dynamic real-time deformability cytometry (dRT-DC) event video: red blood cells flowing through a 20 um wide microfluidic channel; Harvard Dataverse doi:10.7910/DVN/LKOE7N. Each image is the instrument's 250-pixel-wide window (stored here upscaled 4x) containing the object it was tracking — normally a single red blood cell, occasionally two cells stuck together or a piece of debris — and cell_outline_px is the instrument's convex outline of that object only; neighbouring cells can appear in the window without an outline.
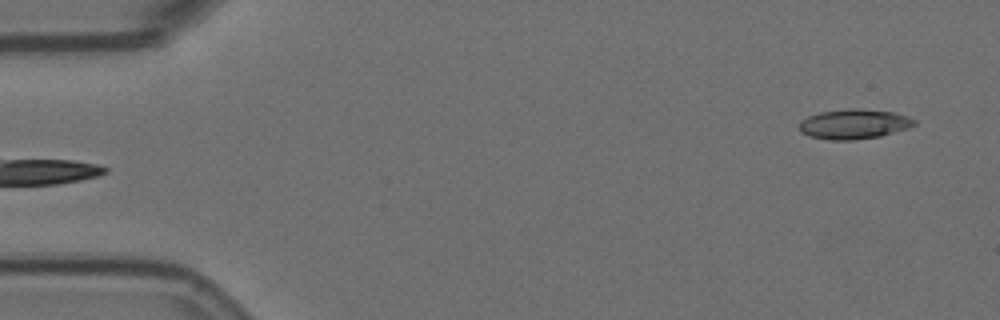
{"species": "Egyptian fruit bat (a non-hibernating species)", "species_latin": "Rousettus aegyptiacus", "temperature_condition": "room temperature", "stored_images_in_passage": 6, "segment_of_instrument_passage": [2, 2], "camera_frame_rate_fps": 3000, "um_per_image_px": 0.085, "animal": {"sex": "female"}, "frame": {"image": 1, "passage_image": 6, "time_ms": 1.667, "image_size_px": [1000, 320], "cell_outline_px": [[916, 124], [908, 128], [880, 136], [852, 140], [832, 140], [808, 136], [800, 132], [800, 120], [808, 116], [820, 112], [848, 108], [856, 108], [892, 112], [908, 116], [916, 120]], "centroid_in_image_um": [72.57, 10.54], "position_along_channel_um": 12.4, "area_um2": 20.0}}